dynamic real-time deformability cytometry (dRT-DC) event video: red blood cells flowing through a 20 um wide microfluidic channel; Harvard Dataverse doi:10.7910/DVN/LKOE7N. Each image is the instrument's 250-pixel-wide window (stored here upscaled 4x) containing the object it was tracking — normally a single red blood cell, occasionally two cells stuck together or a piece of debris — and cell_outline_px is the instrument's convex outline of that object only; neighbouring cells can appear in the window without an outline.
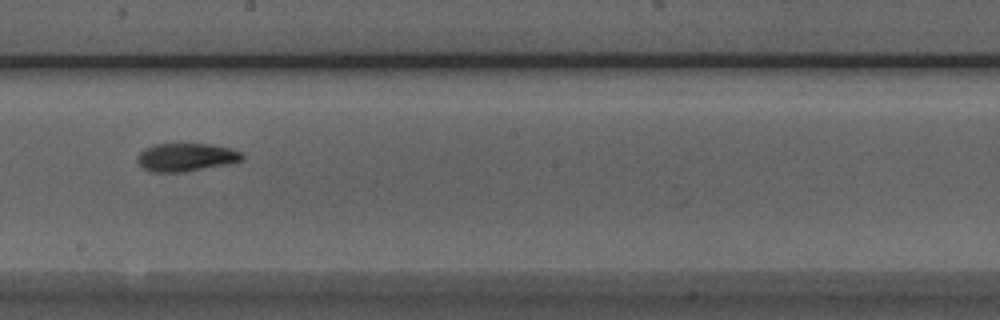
{"species": "Egyptian fruit bat (a non-hibernating species)", "species_latin": "Rousettus aegyptiacus", "temperature_condition": "room temperature", "stored_images_in_passage": 10, "camera_frame_rate_fps": 3000, "um_per_image_px": 0.085, "animal": {"sex": "male"}, "frame": {"image": 1, "passage_image": 9, "time_ms": 2.667, "image_size_px": [1000, 320], "cell_outline_px": [[244, 156], [240, 160], [228, 164], [184, 172], [152, 172], [144, 168], [136, 160], [140, 152], [144, 148], [156, 144], [208, 144], [228, 148], [240, 152]], "centroid_in_image_um": [15.78, 13.37], "position_along_channel_um": 232.4, "area_um2": 16.94}}
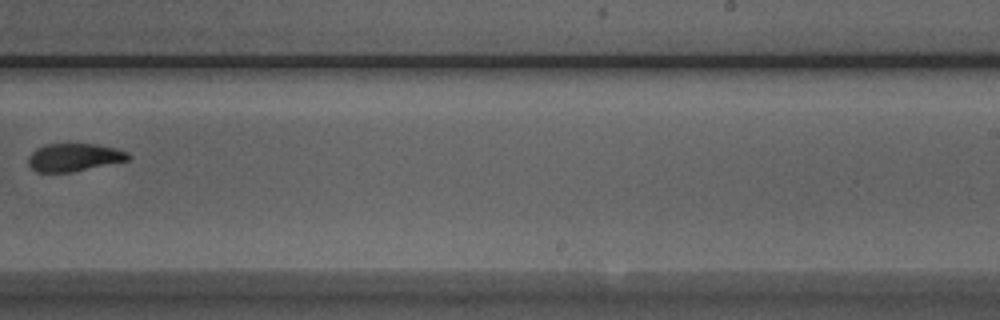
{"frame": {"image": 2, "passage_image": 10, "time_ms": 3.0, "image_size_px": [1000, 320], "cell_outline_px": [[132, 156], [128, 160], [72, 172], [36, 172], [28, 164], [28, 156], [36, 148], [48, 144], [96, 144], [116, 148], [128, 152]], "centroid_in_image_um": [6.3, 13.37], "position_along_channel_um": 282.7, "area_um2": 16.24}}